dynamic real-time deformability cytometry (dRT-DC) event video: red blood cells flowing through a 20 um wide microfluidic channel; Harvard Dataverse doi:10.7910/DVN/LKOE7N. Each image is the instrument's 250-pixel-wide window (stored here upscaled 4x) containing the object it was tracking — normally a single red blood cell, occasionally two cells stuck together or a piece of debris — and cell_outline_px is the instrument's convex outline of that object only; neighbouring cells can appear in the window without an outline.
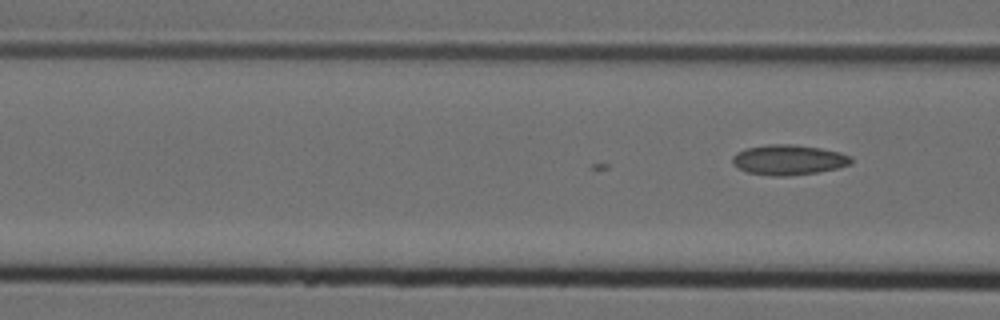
{"species": "Egyptian fruit bat (a non-hibernating species)", "species_latin": "Rousettus aegyptiacus", "temperature_condition": "cold", "stored_images_in_passage": 4, "camera_frame_rate_fps": 3000, "um_per_image_px": 0.085, "animal": {"sex": "female"}, "frame": {"image": 1, "passage_image": 4, "time_ms": 1.0, "image_size_px": [1000, 320], "cell_outline_px": [[852, 164], [836, 168], [816, 172], [788, 176], [772, 176], [748, 172], [732, 164], [732, 156], [736, 152], [744, 148], [768, 144], [796, 144], [820, 148], [840, 152], [852, 156]], "centroid_in_image_um": [67.02, 13.57], "position_along_channel_um": 99.6, "area_um2": 20.98}}